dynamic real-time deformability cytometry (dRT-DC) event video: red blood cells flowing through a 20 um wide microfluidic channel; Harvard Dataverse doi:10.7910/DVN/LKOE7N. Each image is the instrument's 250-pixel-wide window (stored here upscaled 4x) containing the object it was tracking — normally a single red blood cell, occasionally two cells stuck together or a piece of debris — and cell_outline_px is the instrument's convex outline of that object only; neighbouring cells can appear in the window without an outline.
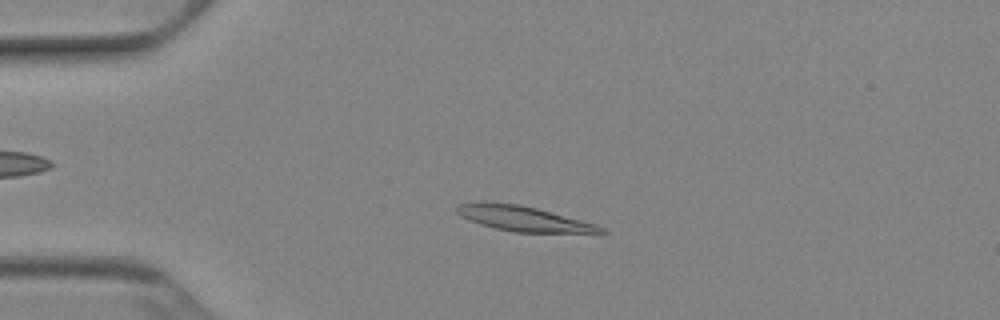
{"species": "Egyptian fruit bat (a non-hibernating species)", "species_latin": "Rousettus aegyptiacus", "temperature_condition": "cold", "stored_images_in_passage": 52, "camera_frame_rate_fps": 3000, "um_per_image_px": 0.085, "animal": {"sex": "female"}, "frame": {"image": 1, "passage_image": 12, "time_ms": 3.667, "image_size_px": [1000, 320], "cell_outline_px": [[608, 232], [516, 232], [496, 228], [480, 224], [468, 220], [460, 216], [456, 212], [456, 208], [460, 204], [480, 200], [484, 200], [520, 204], [536, 208], [596, 224], [604, 228]], "centroid_in_image_um": [44.38, 18.55], "position_along_channel_um": 40.6, "area_um2": 20.98}}
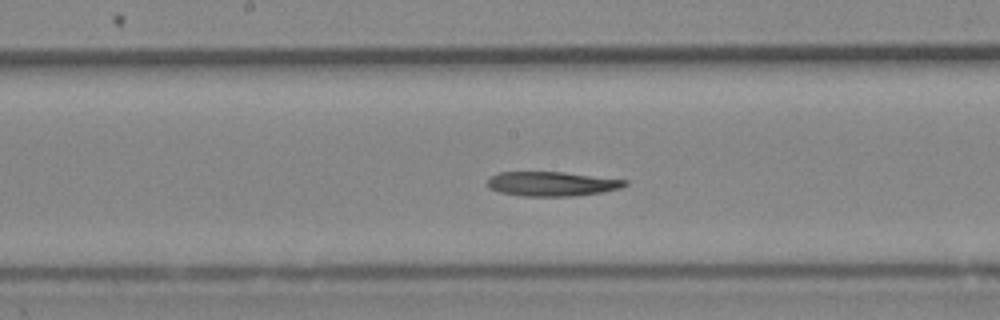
{"frame": {"image": 2, "passage_image": 27, "time_ms": 8.667, "image_size_px": [1000, 320], "cell_outline_px": [[628, 184], [620, 188], [604, 192], [576, 196], [520, 196], [500, 192], [488, 188], [488, 180], [492, 176], [500, 172], [564, 172], [628, 180]], "centroid_in_image_um": [46.94, 15.63], "position_along_channel_um": 201.3, "area_um2": 19.65}}
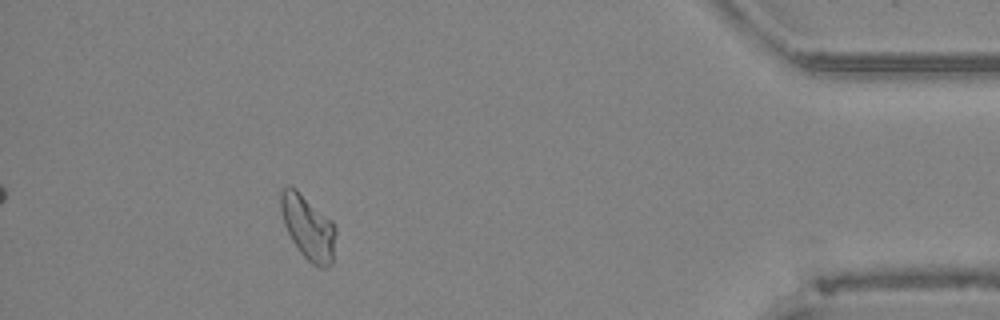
{"frame": {"image": 3, "passage_image": 47, "time_ms": 15.333, "image_size_px": [1000, 320], "cell_outline_px": [[336, 232], [332, 264], [328, 268], [320, 268], [312, 264], [300, 252], [292, 240], [284, 224], [280, 208], [280, 192], [288, 184], [296, 188], [332, 220], [336, 224]], "centroid_in_image_um": [26.2, 19.32], "position_along_channel_um": 409.0, "area_um2": 20.87}, "authors_computed_cell_mechanics": {"area_um2": 20.8369, "velocity_mm_per_s": 3.8664, "shape_relaxation_time_tau1_ms": 3.5128, "shape_relaxation_time_tau2_ms": 11.1232, "deformation_change_tau1": 0.151, "deformation_change_tau2": 0.2065}}